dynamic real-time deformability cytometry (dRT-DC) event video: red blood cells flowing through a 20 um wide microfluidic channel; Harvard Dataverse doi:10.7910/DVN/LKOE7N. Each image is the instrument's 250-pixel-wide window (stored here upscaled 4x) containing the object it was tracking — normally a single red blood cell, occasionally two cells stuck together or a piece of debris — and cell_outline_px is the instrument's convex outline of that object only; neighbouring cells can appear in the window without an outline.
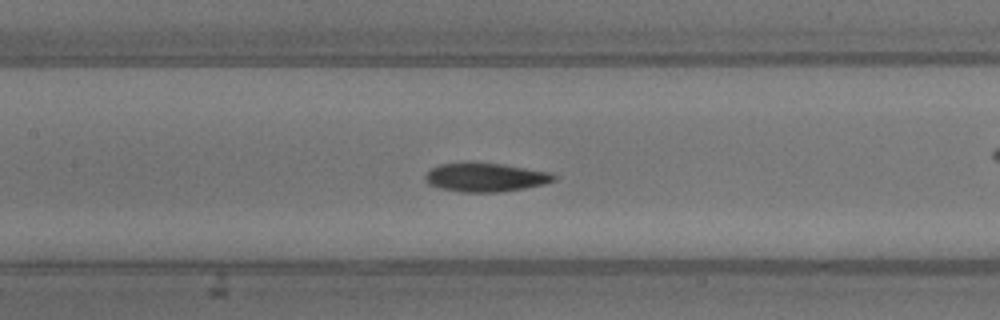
{"species": "common noctule bat (a hibernating species)", "species_latin": "Nyctalus noctula", "temperature_condition": "warm", "stored_images_in_passage": 38, "camera_frame_rate_fps": 3000, "um_per_image_px": 0.085, "animal": {"sex": "male", "body_mass_g": 13.3}, "frame": {"image": 1, "passage_image": 17, "time_ms": 5.333, "image_size_px": [1000, 320], "cell_outline_px": [[556, 180], [544, 184], [524, 188], [500, 192], [460, 192], [440, 188], [428, 184], [424, 180], [424, 176], [432, 168], [440, 164], [472, 160], [500, 164], [552, 172], [556, 176]], "centroid_in_image_um": [41.24, 15.05], "position_along_channel_um": 166.2, "area_um2": 22.02}}